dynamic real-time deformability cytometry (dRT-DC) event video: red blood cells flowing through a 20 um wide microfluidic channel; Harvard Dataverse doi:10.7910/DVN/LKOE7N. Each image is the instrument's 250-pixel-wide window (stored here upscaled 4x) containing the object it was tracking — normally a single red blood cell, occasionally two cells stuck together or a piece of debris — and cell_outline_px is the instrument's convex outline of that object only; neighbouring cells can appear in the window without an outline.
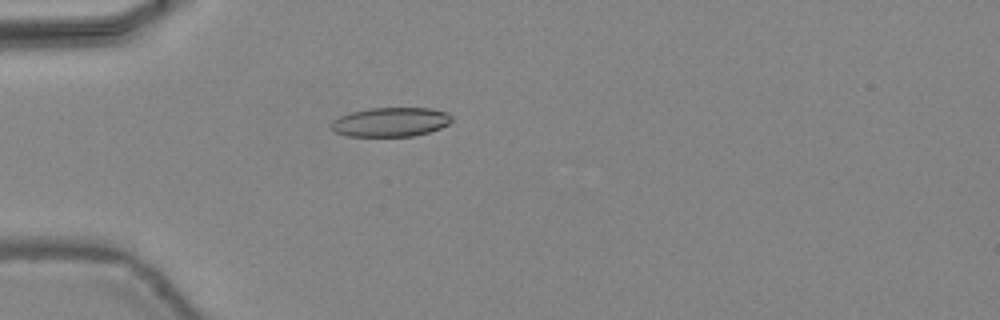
{"species": "common noctule bat (a hibernating species)", "species_latin": "Nyctalus noctula", "temperature_condition": "warm", "stored_images_in_passage": 48, "camera_frame_rate_fps": 3000, "um_per_image_px": 0.085, "animal": {"sex": "female", "body_mass_g": 24.6, "forearm_length_mm": 56.2}, "frame": {"image": 1, "passage_image": 15, "time_ms": 4.667, "image_size_px": [1000, 320], "cell_outline_px": [[452, 120], [448, 124], [440, 128], [428, 132], [412, 136], [344, 136], [336, 132], [328, 124], [332, 120], [340, 116], [352, 112], [368, 108], [432, 108], [448, 112], [452, 116]], "centroid_in_image_um": [33.19, 10.37], "position_along_channel_um": 51.8, "area_um2": 20.63}}
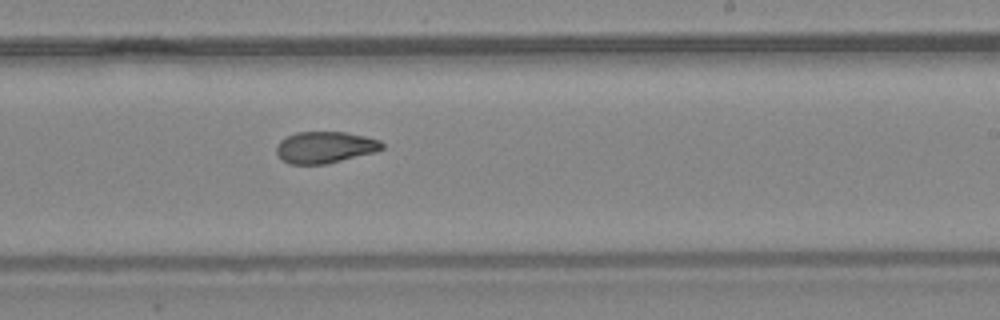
{"frame": {"image": 2, "passage_image": 30, "time_ms": 9.667, "image_size_px": [1000, 320], "cell_outline_px": [[384, 148], [376, 152], [328, 164], [288, 164], [280, 160], [276, 156], [276, 144], [280, 140], [296, 132], [344, 132], [364, 136], [380, 140], [384, 144]], "centroid_in_image_um": [27.6, 12.53], "position_along_channel_um": 261.4, "area_um2": 19.77}}
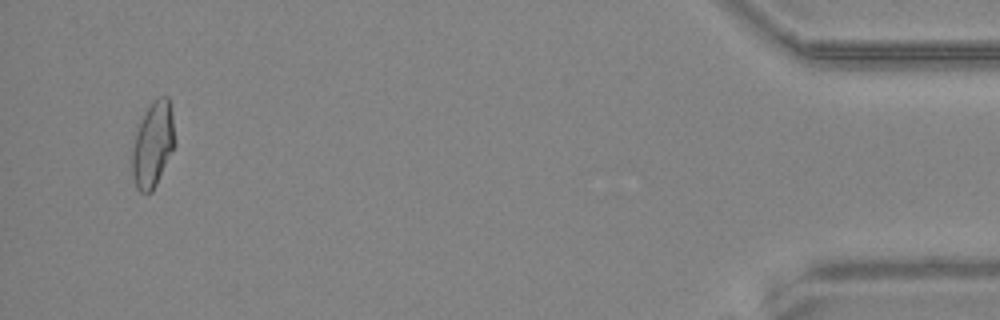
{"frame": {"image": 3, "passage_image": 46, "time_ms": 15.0, "image_size_px": [1000, 320], "cell_outline_px": [[176, 144], [152, 192], [140, 192], [136, 188], [132, 176], [132, 148], [136, 124], [152, 100], [160, 96], [168, 96], [172, 112], [176, 140]], "centroid_in_image_um": [12.98, 12.23], "position_along_channel_um": 422.2, "area_um2": 21.79}, "authors_computed_cell_mechanics": {"area_um2": 20.3456, "velocity_mm_per_s": 4.4689, "shape_relaxation_time_tau1_ms": null, "shape_relaxation_time_tau2_ms": 2.4294, "deformation_change_tau1": null, "deformation_change_tau2": 0.085}}